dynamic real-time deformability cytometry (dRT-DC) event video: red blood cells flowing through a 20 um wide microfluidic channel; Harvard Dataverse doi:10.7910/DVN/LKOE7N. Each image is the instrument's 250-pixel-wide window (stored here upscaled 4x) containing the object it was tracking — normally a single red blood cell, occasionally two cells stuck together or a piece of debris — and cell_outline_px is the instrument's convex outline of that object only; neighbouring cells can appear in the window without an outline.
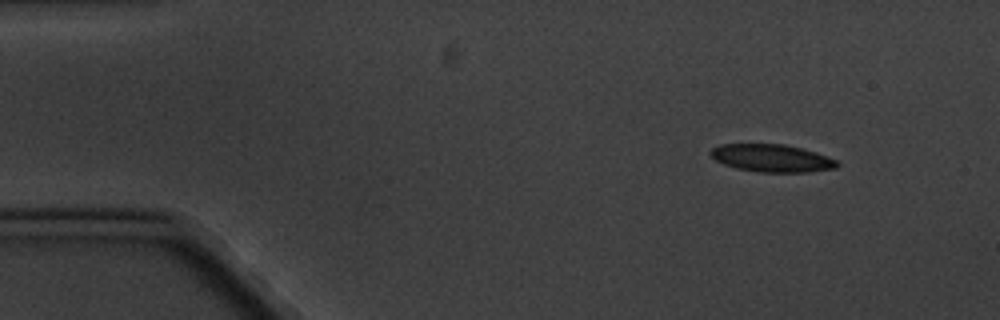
{"species": "common noctule bat (a hibernating species)", "species_latin": "Nyctalus noctula", "temperature_condition": "cold", "stored_images_in_passage": 5, "camera_frame_rate_fps": 3000, "um_per_image_px": 0.085, "animal": {"sex": "male", "body_mass_g": 20.1, "forearm_length_mm": 53.5}, "frame": {"image": 1, "passage_image": 1, "time_ms": 0.0, "image_size_px": [1000, 320], "cell_outline_px": [[840, 164], [836, 168], [808, 172], [760, 172], [736, 168], [724, 164], [716, 160], [708, 152], [712, 148], [720, 144], [784, 144], [816, 152], [828, 156], [836, 160]], "centroid_in_image_um": [65.61, 13.44], "position_along_channel_um": 19.4, "area_um2": 20.35}}
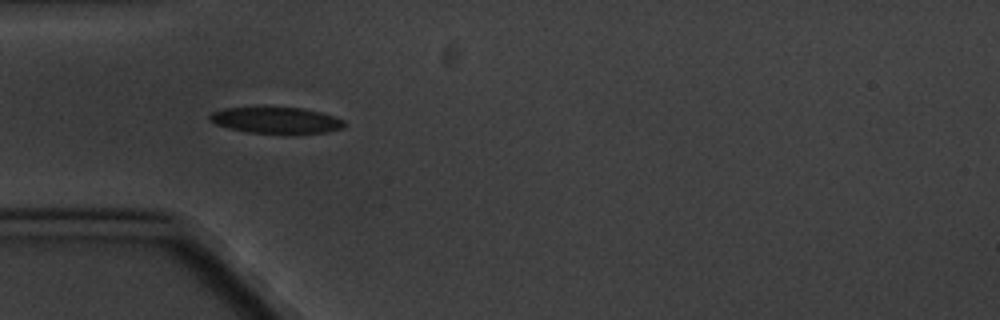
{"frame": {"image": 2, "passage_image": 4, "time_ms": 3.667, "image_size_px": [1000, 320], "cell_outline_px": [[344, 128], [328, 132], [248, 132], [228, 128], [216, 124], [208, 120], [208, 116], [212, 112], [224, 108], [304, 108], [336, 116], [344, 120]], "centroid_in_image_um": [23.47, 10.21], "position_along_channel_um": 61.5, "area_um2": 20.11}}